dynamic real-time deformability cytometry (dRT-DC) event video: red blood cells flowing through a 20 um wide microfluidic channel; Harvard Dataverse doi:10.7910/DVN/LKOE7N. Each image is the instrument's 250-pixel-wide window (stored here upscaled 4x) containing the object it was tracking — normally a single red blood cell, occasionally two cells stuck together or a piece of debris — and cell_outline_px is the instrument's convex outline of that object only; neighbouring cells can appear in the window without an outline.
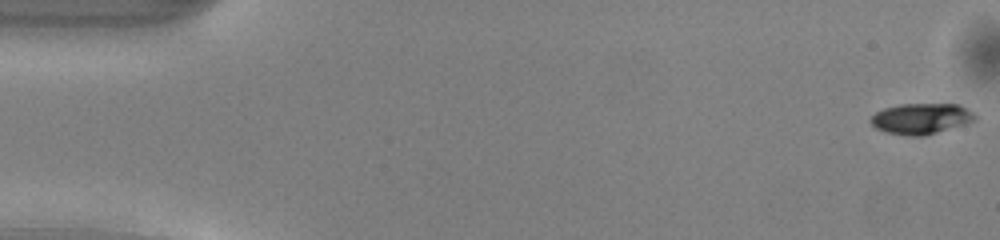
{"species": "common noctule bat (a hibernating species)", "species_latin": "Nyctalus noctula", "temperature_condition": "warm", "stored_images_in_passage": 50, "camera_frame_rate_fps": 3000, "um_per_image_px": 0.085, "animal": {"sex": "male", "body_mass_g": 13.0, "forearm_length_mm": 53.1}, "frame": {"image": 1, "passage_image": 1, "time_ms": 0.0, "image_size_px": [1000, 240], "cell_outline_px": [[976, 120], [964, 124], [924, 136], [904, 136], [888, 132], [876, 128], [868, 120], [876, 112], [884, 108], [900, 104], [960, 104], [968, 108], [976, 116]], "centroid_in_image_um": [78.29, 10.08], "position_along_channel_um": 6.7, "area_um2": 18.73}}
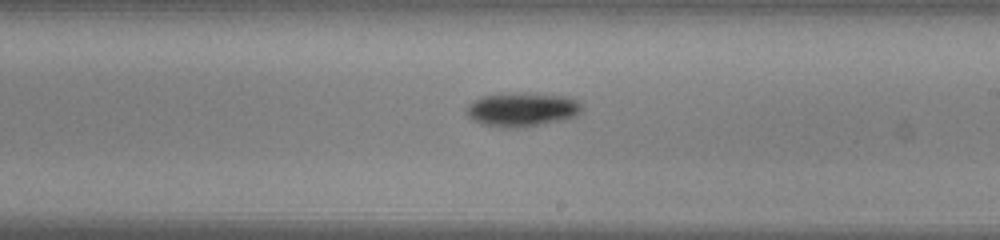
{"frame": {"image": 2, "passage_image": 29, "time_ms": 9.333, "image_size_px": [1000, 240], "cell_outline_px": [[584, 108], [576, 116], [564, 120], [520, 128], [504, 128], [484, 124], [472, 120], [464, 112], [464, 108], [468, 104], [480, 96], [500, 92], [532, 92], [572, 96], [580, 100], [584, 104]], "centroid_in_image_um": [44.41, 9.27], "position_along_channel_um": 244.6, "area_um2": 24.04}}
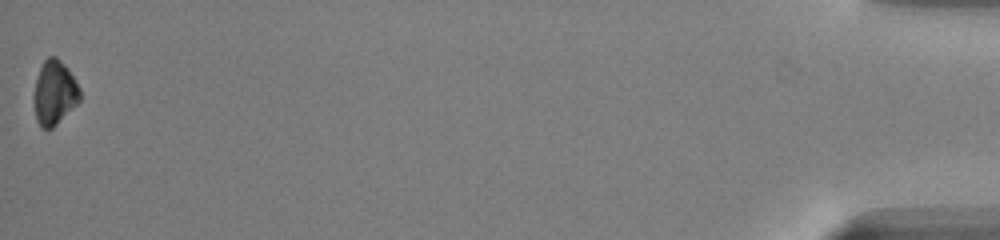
{"frame": {"image": 3, "passage_image": 50, "time_ms": 16.333, "image_size_px": [1000, 240], "cell_outline_px": [[80, 100], [52, 128], [40, 128], [36, 120], [32, 100], [32, 96], [36, 80], [40, 68], [44, 60], [48, 56], [56, 56], [68, 68], [80, 88]], "centroid_in_image_um": [4.59, 7.88], "position_along_channel_um": 430.6, "area_um2": 17.34}, "authors_computed_cell_mechanics": {"area_um2": 19.5942, "velocity_mm_per_s": 4.1285, "shape_relaxation_time_tau1_ms": 1.6399, "shape_relaxation_time_tau2_ms": null, "deformation_change_tau1": 0.1082, "deformation_change_tau2": null}}